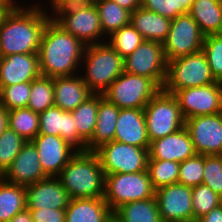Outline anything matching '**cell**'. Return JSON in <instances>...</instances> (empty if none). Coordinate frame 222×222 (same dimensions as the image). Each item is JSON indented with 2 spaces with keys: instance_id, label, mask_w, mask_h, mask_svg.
Listing matches in <instances>:
<instances>
[{
  "instance_id": "6da1fadb",
  "label": "cell",
  "mask_w": 222,
  "mask_h": 222,
  "mask_svg": "<svg viewBox=\"0 0 222 222\" xmlns=\"http://www.w3.org/2000/svg\"><path fill=\"white\" fill-rule=\"evenodd\" d=\"M24 7L16 1L0 21V57L39 51L41 35L49 21V14L44 5Z\"/></svg>"
},
{
  "instance_id": "7a4b0ae2",
  "label": "cell",
  "mask_w": 222,
  "mask_h": 222,
  "mask_svg": "<svg viewBox=\"0 0 222 222\" xmlns=\"http://www.w3.org/2000/svg\"><path fill=\"white\" fill-rule=\"evenodd\" d=\"M84 49L80 40L49 20L38 51L41 75L53 78L78 74L82 69L79 65L83 64Z\"/></svg>"
},
{
  "instance_id": "3957f363",
  "label": "cell",
  "mask_w": 222,
  "mask_h": 222,
  "mask_svg": "<svg viewBox=\"0 0 222 222\" xmlns=\"http://www.w3.org/2000/svg\"><path fill=\"white\" fill-rule=\"evenodd\" d=\"M57 177L71 199L104 197L105 175L94 151H77Z\"/></svg>"
},
{
  "instance_id": "277c9868",
  "label": "cell",
  "mask_w": 222,
  "mask_h": 222,
  "mask_svg": "<svg viewBox=\"0 0 222 222\" xmlns=\"http://www.w3.org/2000/svg\"><path fill=\"white\" fill-rule=\"evenodd\" d=\"M105 42L87 45L83 53L81 77L93 94H103L124 72V58Z\"/></svg>"
},
{
  "instance_id": "5b68a950",
  "label": "cell",
  "mask_w": 222,
  "mask_h": 222,
  "mask_svg": "<svg viewBox=\"0 0 222 222\" xmlns=\"http://www.w3.org/2000/svg\"><path fill=\"white\" fill-rule=\"evenodd\" d=\"M218 82L208 65L205 53L194 54L168 61L167 75L163 90L174 94L185 88L199 87Z\"/></svg>"
},
{
  "instance_id": "8992f818",
  "label": "cell",
  "mask_w": 222,
  "mask_h": 222,
  "mask_svg": "<svg viewBox=\"0 0 222 222\" xmlns=\"http://www.w3.org/2000/svg\"><path fill=\"white\" fill-rule=\"evenodd\" d=\"M143 110L150 142L175 133L185 126V118L178 100L173 94L163 89L149 101Z\"/></svg>"
},
{
  "instance_id": "52a82bcc",
  "label": "cell",
  "mask_w": 222,
  "mask_h": 222,
  "mask_svg": "<svg viewBox=\"0 0 222 222\" xmlns=\"http://www.w3.org/2000/svg\"><path fill=\"white\" fill-rule=\"evenodd\" d=\"M155 197L148 171L105 175L104 200L114 212L129 202Z\"/></svg>"
},
{
  "instance_id": "ba28073f",
  "label": "cell",
  "mask_w": 222,
  "mask_h": 222,
  "mask_svg": "<svg viewBox=\"0 0 222 222\" xmlns=\"http://www.w3.org/2000/svg\"><path fill=\"white\" fill-rule=\"evenodd\" d=\"M160 90L152 79L123 72L111 83L103 97L120 109H144Z\"/></svg>"
},
{
  "instance_id": "9c48e42d",
  "label": "cell",
  "mask_w": 222,
  "mask_h": 222,
  "mask_svg": "<svg viewBox=\"0 0 222 222\" xmlns=\"http://www.w3.org/2000/svg\"><path fill=\"white\" fill-rule=\"evenodd\" d=\"M104 175L116 173H136L147 171L148 148L111 141L94 150Z\"/></svg>"
},
{
  "instance_id": "30bf717a",
  "label": "cell",
  "mask_w": 222,
  "mask_h": 222,
  "mask_svg": "<svg viewBox=\"0 0 222 222\" xmlns=\"http://www.w3.org/2000/svg\"><path fill=\"white\" fill-rule=\"evenodd\" d=\"M167 66L163 44L157 41L143 40L124 58V72L152 79L161 89L165 84Z\"/></svg>"
},
{
  "instance_id": "8fae6325",
  "label": "cell",
  "mask_w": 222,
  "mask_h": 222,
  "mask_svg": "<svg viewBox=\"0 0 222 222\" xmlns=\"http://www.w3.org/2000/svg\"><path fill=\"white\" fill-rule=\"evenodd\" d=\"M205 35L189 15H179L171 20L169 33L162 43L167 62L202 50Z\"/></svg>"
},
{
  "instance_id": "7c38bea8",
  "label": "cell",
  "mask_w": 222,
  "mask_h": 222,
  "mask_svg": "<svg viewBox=\"0 0 222 222\" xmlns=\"http://www.w3.org/2000/svg\"><path fill=\"white\" fill-rule=\"evenodd\" d=\"M186 119L222 112V82L185 88L173 94Z\"/></svg>"
},
{
  "instance_id": "4fadbf2b",
  "label": "cell",
  "mask_w": 222,
  "mask_h": 222,
  "mask_svg": "<svg viewBox=\"0 0 222 222\" xmlns=\"http://www.w3.org/2000/svg\"><path fill=\"white\" fill-rule=\"evenodd\" d=\"M194 149L200 155H222V112L185 120Z\"/></svg>"
},
{
  "instance_id": "5bb4252c",
  "label": "cell",
  "mask_w": 222,
  "mask_h": 222,
  "mask_svg": "<svg viewBox=\"0 0 222 222\" xmlns=\"http://www.w3.org/2000/svg\"><path fill=\"white\" fill-rule=\"evenodd\" d=\"M162 222H193L192 188L175 183L155 190Z\"/></svg>"
},
{
  "instance_id": "9a60e30c",
  "label": "cell",
  "mask_w": 222,
  "mask_h": 222,
  "mask_svg": "<svg viewBox=\"0 0 222 222\" xmlns=\"http://www.w3.org/2000/svg\"><path fill=\"white\" fill-rule=\"evenodd\" d=\"M44 172L57 177L77 150L60 136L38 134L32 141Z\"/></svg>"
},
{
  "instance_id": "2e32d148",
  "label": "cell",
  "mask_w": 222,
  "mask_h": 222,
  "mask_svg": "<svg viewBox=\"0 0 222 222\" xmlns=\"http://www.w3.org/2000/svg\"><path fill=\"white\" fill-rule=\"evenodd\" d=\"M39 134L60 136L77 151H86L87 143L78 135L72 113L58 106L39 113Z\"/></svg>"
},
{
  "instance_id": "e0dca14e",
  "label": "cell",
  "mask_w": 222,
  "mask_h": 222,
  "mask_svg": "<svg viewBox=\"0 0 222 222\" xmlns=\"http://www.w3.org/2000/svg\"><path fill=\"white\" fill-rule=\"evenodd\" d=\"M1 177L9 183L26 187L49 176L42 168L36 147L27 141Z\"/></svg>"
},
{
  "instance_id": "ac0fdd59",
  "label": "cell",
  "mask_w": 222,
  "mask_h": 222,
  "mask_svg": "<svg viewBox=\"0 0 222 222\" xmlns=\"http://www.w3.org/2000/svg\"><path fill=\"white\" fill-rule=\"evenodd\" d=\"M28 209H66L70 196L58 177H47L25 187Z\"/></svg>"
},
{
  "instance_id": "d6986e66",
  "label": "cell",
  "mask_w": 222,
  "mask_h": 222,
  "mask_svg": "<svg viewBox=\"0 0 222 222\" xmlns=\"http://www.w3.org/2000/svg\"><path fill=\"white\" fill-rule=\"evenodd\" d=\"M149 159L170 160L181 163L197 153L186 127L175 133L155 139L148 148Z\"/></svg>"
},
{
  "instance_id": "ffe728a7",
  "label": "cell",
  "mask_w": 222,
  "mask_h": 222,
  "mask_svg": "<svg viewBox=\"0 0 222 222\" xmlns=\"http://www.w3.org/2000/svg\"><path fill=\"white\" fill-rule=\"evenodd\" d=\"M58 25L80 40L85 46L103 43L100 41L105 40V38L107 40L102 32L99 14L94 3L86 9L65 16ZM102 37L104 39H101Z\"/></svg>"
},
{
  "instance_id": "44dd1931",
  "label": "cell",
  "mask_w": 222,
  "mask_h": 222,
  "mask_svg": "<svg viewBox=\"0 0 222 222\" xmlns=\"http://www.w3.org/2000/svg\"><path fill=\"white\" fill-rule=\"evenodd\" d=\"M41 76L38 53L0 57V86L31 82Z\"/></svg>"
},
{
  "instance_id": "7402d4cb",
  "label": "cell",
  "mask_w": 222,
  "mask_h": 222,
  "mask_svg": "<svg viewBox=\"0 0 222 222\" xmlns=\"http://www.w3.org/2000/svg\"><path fill=\"white\" fill-rule=\"evenodd\" d=\"M114 140L132 146L149 148L150 141L143 109H120Z\"/></svg>"
},
{
  "instance_id": "603a6c76",
  "label": "cell",
  "mask_w": 222,
  "mask_h": 222,
  "mask_svg": "<svg viewBox=\"0 0 222 222\" xmlns=\"http://www.w3.org/2000/svg\"><path fill=\"white\" fill-rule=\"evenodd\" d=\"M54 105L63 111L75 110L93 95L81 75L53 77Z\"/></svg>"
},
{
  "instance_id": "cb8c5ba5",
  "label": "cell",
  "mask_w": 222,
  "mask_h": 222,
  "mask_svg": "<svg viewBox=\"0 0 222 222\" xmlns=\"http://www.w3.org/2000/svg\"><path fill=\"white\" fill-rule=\"evenodd\" d=\"M120 108L99 94L97 123L92 139L86 145V151H94L104 143L114 141Z\"/></svg>"
},
{
  "instance_id": "d4e9b609",
  "label": "cell",
  "mask_w": 222,
  "mask_h": 222,
  "mask_svg": "<svg viewBox=\"0 0 222 222\" xmlns=\"http://www.w3.org/2000/svg\"><path fill=\"white\" fill-rule=\"evenodd\" d=\"M111 212L103 197L70 199L65 222H103Z\"/></svg>"
},
{
  "instance_id": "484cf974",
  "label": "cell",
  "mask_w": 222,
  "mask_h": 222,
  "mask_svg": "<svg viewBox=\"0 0 222 222\" xmlns=\"http://www.w3.org/2000/svg\"><path fill=\"white\" fill-rule=\"evenodd\" d=\"M130 23L144 40L163 43L169 33L171 20L140 7L131 13Z\"/></svg>"
},
{
  "instance_id": "4316f807",
  "label": "cell",
  "mask_w": 222,
  "mask_h": 222,
  "mask_svg": "<svg viewBox=\"0 0 222 222\" xmlns=\"http://www.w3.org/2000/svg\"><path fill=\"white\" fill-rule=\"evenodd\" d=\"M206 36L218 34L222 26V3L216 0H194L188 13Z\"/></svg>"
},
{
  "instance_id": "83f0119b",
  "label": "cell",
  "mask_w": 222,
  "mask_h": 222,
  "mask_svg": "<svg viewBox=\"0 0 222 222\" xmlns=\"http://www.w3.org/2000/svg\"><path fill=\"white\" fill-rule=\"evenodd\" d=\"M26 208L25 186L9 183L0 177V222H9Z\"/></svg>"
},
{
  "instance_id": "f1b7e54d",
  "label": "cell",
  "mask_w": 222,
  "mask_h": 222,
  "mask_svg": "<svg viewBox=\"0 0 222 222\" xmlns=\"http://www.w3.org/2000/svg\"><path fill=\"white\" fill-rule=\"evenodd\" d=\"M114 213L121 222H162L156 197L126 203Z\"/></svg>"
},
{
  "instance_id": "f546056e",
  "label": "cell",
  "mask_w": 222,
  "mask_h": 222,
  "mask_svg": "<svg viewBox=\"0 0 222 222\" xmlns=\"http://www.w3.org/2000/svg\"><path fill=\"white\" fill-rule=\"evenodd\" d=\"M101 23L103 34L107 37L121 27L130 24L131 12L112 0H100L94 3Z\"/></svg>"
},
{
  "instance_id": "4dcf8cb0",
  "label": "cell",
  "mask_w": 222,
  "mask_h": 222,
  "mask_svg": "<svg viewBox=\"0 0 222 222\" xmlns=\"http://www.w3.org/2000/svg\"><path fill=\"white\" fill-rule=\"evenodd\" d=\"M99 94H93L75 110L70 111L77 126L78 135L88 143L97 123Z\"/></svg>"
},
{
  "instance_id": "1f68e13d",
  "label": "cell",
  "mask_w": 222,
  "mask_h": 222,
  "mask_svg": "<svg viewBox=\"0 0 222 222\" xmlns=\"http://www.w3.org/2000/svg\"><path fill=\"white\" fill-rule=\"evenodd\" d=\"M8 124L26 141H32L39 134V114L29 108L9 110Z\"/></svg>"
},
{
  "instance_id": "d6a6232c",
  "label": "cell",
  "mask_w": 222,
  "mask_h": 222,
  "mask_svg": "<svg viewBox=\"0 0 222 222\" xmlns=\"http://www.w3.org/2000/svg\"><path fill=\"white\" fill-rule=\"evenodd\" d=\"M53 105V78L41 75L31 81V93L29 96L27 108L39 114Z\"/></svg>"
},
{
  "instance_id": "836d02e7",
  "label": "cell",
  "mask_w": 222,
  "mask_h": 222,
  "mask_svg": "<svg viewBox=\"0 0 222 222\" xmlns=\"http://www.w3.org/2000/svg\"><path fill=\"white\" fill-rule=\"evenodd\" d=\"M180 163L170 160L148 159L147 171L155 190L178 183Z\"/></svg>"
},
{
  "instance_id": "e575fe53",
  "label": "cell",
  "mask_w": 222,
  "mask_h": 222,
  "mask_svg": "<svg viewBox=\"0 0 222 222\" xmlns=\"http://www.w3.org/2000/svg\"><path fill=\"white\" fill-rule=\"evenodd\" d=\"M107 41L111 47L123 58L132 54L133 51L143 42L142 35L130 24L114 31Z\"/></svg>"
},
{
  "instance_id": "d590c367",
  "label": "cell",
  "mask_w": 222,
  "mask_h": 222,
  "mask_svg": "<svg viewBox=\"0 0 222 222\" xmlns=\"http://www.w3.org/2000/svg\"><path fill=\"white\" fill-rule=\"evenodd\" d=\"M222 204V197L205 184L192 188L193 222Z\"/></svg>"
},
{
  "instance_id": "8d00e7d4",
  "label": "cell",
  "mask_w": 222,
  "mask_h": 222,
  "mask_svg": "<svg viewBox=\"0 0 222 222\" xmlns=\"http://www.w3.org/2000/svg\"><path fill=\"white\" fill-rule=\"evenodd\" d=\"M26 142L9 127L0 136V177L12 164Z\"/></svg>"
},
{
  "instance_id": "74e56055",
  "label": "cell",
  "mask_w": 222,
  "mask_h": 222,
  "mask_svg": "<svg viewBox=\"0 0 222 222\" xmlns=\"http://www.w3.org/2000/svg\"><path fill=\"white\" fill-rule=\"evenodd\" d=\"M31 93V82L0 86V104L8 110L27 108Z\"/></svg>"
},
{
  "instance_id": "f35d334b",
  "label": "cell",
  "mask_w": 222,
  "mask_h": 222,
  "mask_svg": "<svg viewBox=\"0 0 222 222\" xmlns=\"http://www.w3.org/2000/svg\"><path fill=\"white\" fill-rule=\"evenodd\" d=\"M202 51L206 55L214 78L222 82V37L218 34L206 35Z\"/></svg>"
},
{
  "instance_id": "ab89813d",
  "label": "cell",
  "mask_w": 222,
  "mask_h": 222,
  "mask_svg": "<svg viewBox=\"0 0 222 222\" xmlns=\"http://www.w3.org/2000/svg\"><path fill=\"white\" fill-rule=\"evenodd\" d=\"M204 176V155L196 154L180 163L178 183L188 187L202 184Z\"/></svg>"
},
{
  "instance_id": "60d3db41",
  "label": "cell",
  "mask_w": 222,
  "mask_h": 222,
  "mask_svg": "<svg viewBox=\"0 0 222 222\" xmlns=\"http://www.w3.org/2000/svg\"><path fill=\"white\" fill-rule=\"evenodd\" d=\"M202 184L207 185L222 197V155H204Z\"/></svg>"
},
{
  "instance_id": "b9f144b4",
  "label": "cell",
  "mask_w": 222,
  "mask_h": 222,
  "mask_svg": "<svg viewBox=\"0 0 222 222\" xmlns=\"http://www.w3.org/2000/svg\"><path fill=\"white\" fill-rule=\"evenodd\" d=\"M92 4L90 0H58L53 6L50 5L52 8L49 14L51 13L53 15L50 14L49 20L58 24L65 16L77 13Z\"/></svg>"
},
{
  "instance_id": "7bdbcfd3",
  "label": "cell",
  "mask_w": 222,
  "mask_h": 222,
  "mask_svg": "<svg viewBox=\"0 0 222 222\" xmlns=\"http://www.w3.org/2000/svg\"><path fill=\"white\" fill-rule=\"evenodd\" d=\"M141 7L158 13L170 20L176 18V9H174L173 0H141Z\"/></svg>"
},
{
  "instance_id": "ee69618b",
  "label": "cell",
  "mask_w": 222,
  "mask_h": 222,
  "mask_svg": "<svg viewBox=\"0 0 222 222\" xmlns=\"http://www.w3.org/2000/svg\"><path fill=\"white\" fill-rule=\"evenodd\" d=\"M34 222H65V209H29Z\"/></svg>"
},
{
  "instance_id": "f6af8a7d",
  "label": "cell",
  "mask_w": 222,
  "mask_h": 222,
  "mask_svg": "<svg viewBox=\"0 0 222 222\" xmlns=\"http://www.w3.org/2000/svg\"><path fill=\"white\" fill-rule=\"evenodd\" d=\"M196 222H222V204L216 208H213Z\"/></svg>"
},
{
  "instance_id": "bcb514c9",
  "label": "cell",
  "mask_w": 222,
  "mask_h": 222,
  "mask_svg": "<svg viewBox=\"0 0 222 222\" xmlns=\"http://www.w3.org/2000/svg\"><path fill=\"white\" fill-rule=\"evenodd\" d=\"M174 9H176V17L179 15L188 14L194 0H173Z\"/></svg>"
},
{
  "instance_id": "7dc6e473",
  "label": "cell",
  "mask_w": 222,
  "mask_h": 222,
  "mask_svg": "<svg viewBox=\"0 0 222 222\" xmlns=\"http://www.w3.org/2000/svg\"><path fill=\"white\" fill-rule=\"evenodd\" d=\"M131 13L141 7V0H112Z\"/></svg>"
},
{
  "instance_id": "c3c4849f",
  "label": "cell",
  "mask_w": 222,
  "mask_h": 222,
  "mask_svg": "<svg viewBox=\"0 0 222 222\" xmlns=\"http://www.w3.org/2000/svg\"><path fill=\"white\" fill-rule=\"evenodd\" d=\"M9 110L0 104V136L9 127Z\"/></svg>"
},
{
  "instance_id": "681fc988",
  "label": "cell",
  "mask_w": 222,
  "mask_h": 222,
  "mask_svg": "<svg viewBox=\"0 0 222 222\" xmlns=\"http://www.w3.org/2000/svg\"><path fill=\"white\" fill-rule=\"evenodd\" d=\"M9 222H34L28 208L18 212Z\"/></svg>"
},
{
  "instance_id": "f907efd6",
  "label": "cell",
  "mask_w": 222,
  "mask_h": 222,
  "mask_svg": "<svg viewBox=\"0 0 222 222\" xmlns=\"http://www.w3.org/2000/svg\"><path fill=\"white\" fill-rule=\"evenodd\" d=\"M14 3H0V21Z\"/></svg>"
},
{
  "instance_id": "816d5d0a",
  "label": "cell",
  "mask_w": 222,
  "mask_h": 222,
  "mask_svg": "<svg viewBox=\"0 0 222 222\" xmlns=\"http://www.w3.org/2000/svg\"><path fill=\"white\" fill-rule=\"evenodd\" d=\"M103 222H121L120 218L112 211Z\"/></svg>"
},
{
  "instance_id": "f5cc1de1",
  "label": "cell",
  "mask_w": 222,
  "mask_h": 222,
  "mask_svg": "<svg viewBox=\"0 0 222 222\" xmlns=\"http://www.w3.org/2000/svg\"><path fill=\"white\" fill-rule=\"evenodd\" d=\"M16 0H0V3H15Z\"/></svg>"
},
{
  "instance_id": "db71d44e",
  "label": "cell",
  "mask_w": 222,
  "mask_h": 222,
  "mask_svg": "<svg viewBox=\"0 0 222 222\" xmlns=\"http://www.w3.org/2000/svg\"><path fill=\"white\" fill-rule=\"evenodd\" d=\"M58 0H50L49 3L53 6Z\"/></svg>"
},
{
  "instance_id": "11a10c76",
  "label": "cell",
  "mask_w": 222,
  "mask_h": 222,
  "mask_svg": "<svg viewBox=\"0 0 222 222\" xmlns=\"http://www.w3.org/2000/svg\"><path fill=\"white\" fill-rule=\"evenodd\" d=\"M218 35H220L222 37V26L220 28V31L218 32Z\"/></svg>"
},
{
  "instance_id": "9f6ffc18",
  "label": "cell",
  "mask_w": 222,
  "mask_h": 222,
  "mask_svg": "<svg viewBox=\"0 0 222 222\" xmlns=\"http://www.w3.org/2000/svg\"><path fill=\"white\" fill-rule=\"evenodd\" d=\"M92 3H95V2H97V1H100V0H90Z\"/></svg>"
}]
</instances>
